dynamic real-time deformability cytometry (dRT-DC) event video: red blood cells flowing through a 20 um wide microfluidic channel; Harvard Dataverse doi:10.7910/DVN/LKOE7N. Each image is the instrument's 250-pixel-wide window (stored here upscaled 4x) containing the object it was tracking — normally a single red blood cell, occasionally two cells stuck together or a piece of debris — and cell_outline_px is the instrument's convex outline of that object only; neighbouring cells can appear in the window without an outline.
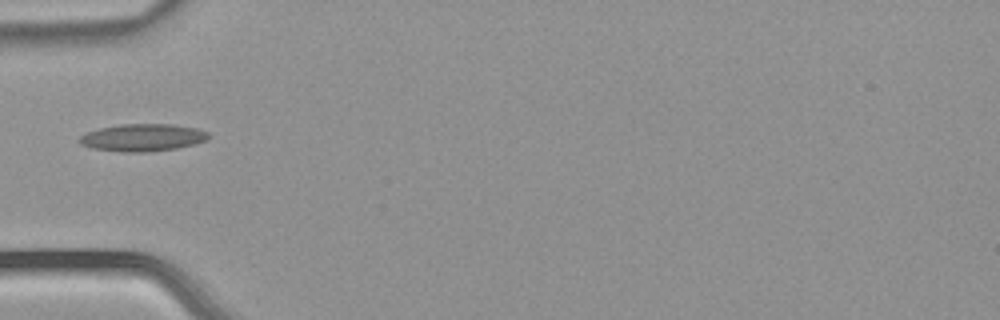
{"species": "common noctule bat (a hibernating species)", "species_latin": "Nyctalus noctula", "temperature_condition": "warm", "stored_images_in_passage": 4, "camera_frame_rate_fps": 3000, "um_per_image_px": 0.085, "animal": {"sex": "male", "body_mass_g": 21.5, "forearm_length_mm": 52.0}, "frame": {"image": 1, "passage_image": 2, "time_ms": 0.333, "image_size_px": [1000, 320], "cell_outline_px": [[208, 136], [204, 140], [196, 144], [176, 148], [148, 152], [120, 152], [92, 148], [80, 144], [76, 140], [80, 136], [88, 132], [100, 128], [120, 124], [172, 124], [196, 128], [208, 132]], "centroid_in_image_um": [12.08, 11.69], "position_along_channel_um": 72.9, "area_um2": 20.58}}
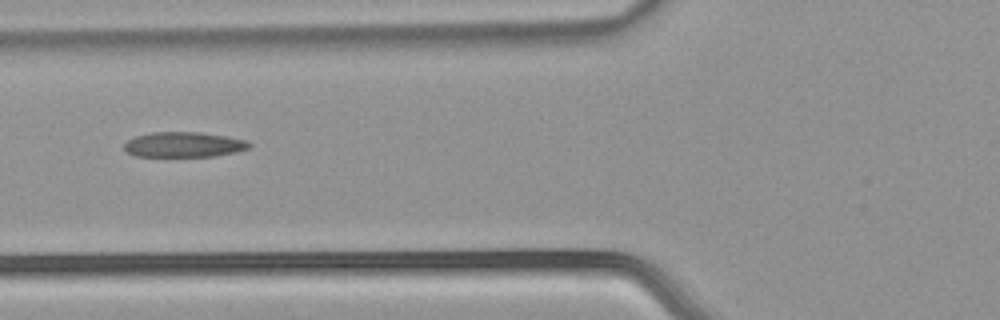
{"frame": {"image": 2, "passage_image": 3, "time_ms": 0.667, "image_size_px": [1000, 320], "cell_outline_px": [[252, 144], [248, 148], [236, 152], [216, 156], [136, 156], [128, 152], [124, 148], [124, 144], [128, 140], [136, 136], [152, 132], [200, 132], [228, 136], [248, 140]], "centroid_in_image_um": [15.67, 12.28], "position_along_channel_um": 110.1, "area_um2": 18.38}}
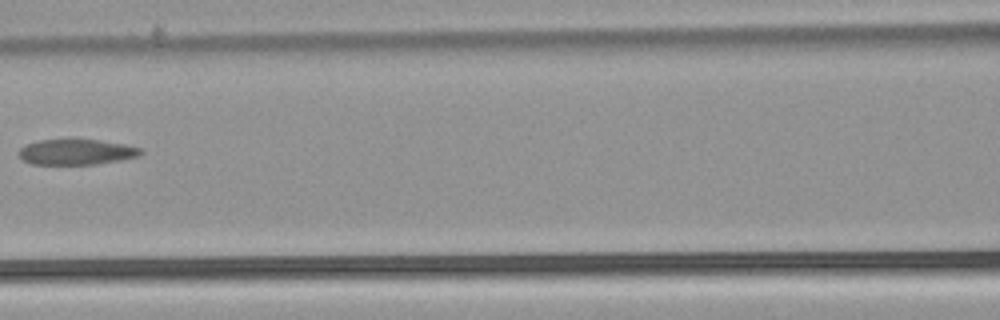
{"frame": {"image": 3, "passage_image": 4, "time_ms": 1.0, "image_size_px": [1000, 320], "cell_outline_px": [[144, 152], [140, 156], [120, 160], [96, 164], [32, 164], [24, 160], [20, 156], [20, 148], [24, 144], [36, 140], [100, 140], [124, 144], [140, 148]], "centroid_in_image_um": [6.51, 12.92], "position_along_channel_um": 160.1, "area_um2": 18.03}}